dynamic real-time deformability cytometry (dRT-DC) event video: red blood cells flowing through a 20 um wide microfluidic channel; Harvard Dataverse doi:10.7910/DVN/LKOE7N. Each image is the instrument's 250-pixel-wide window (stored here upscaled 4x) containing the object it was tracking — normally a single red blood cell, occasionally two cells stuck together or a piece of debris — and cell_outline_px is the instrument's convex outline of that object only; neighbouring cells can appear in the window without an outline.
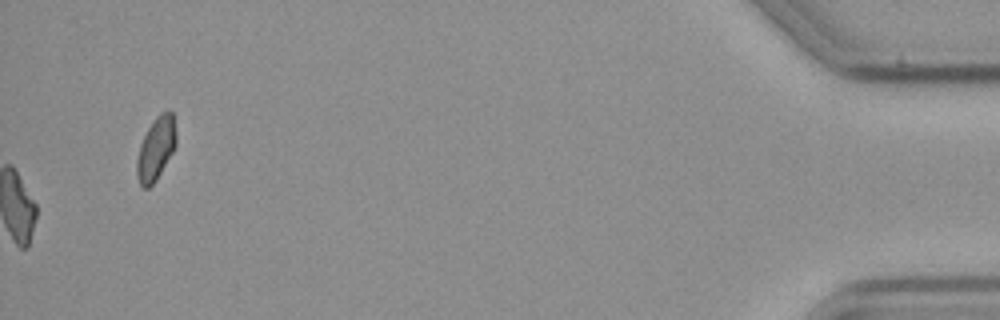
{"species": "common noctule bat (a hibernating species)", "species_latin": "Nyctalus noctula", "temperature_condition": "cold", "stored_images_in_passage": 57, "camera_frame_rate_fps": 3000, "um_per_image_px": 0.085, "animal": {"sex": "male", "body_mass_g": 23.1, "forearm_length_mm": 52.7}, "frame": {"image": 1, "passage_image": 57, "time_ms": 18.667, "image_size_px": [1000, 320], "cell_outline_px": [[176, 144], [172, 152], [156, 180], [148, 188], [144, 188], [140, 184], [136, 176], [136, 160], [140, 144], [148, 128], [156, 116], [160, 112], [172, 112], [176, 132]], "centroid_in_image_um": [13.23, 12.64], "position_along_channel_um": 422.0, "area_um2": 14.28}, "authors_computed_cell_mechanics": {"area_um2": 17.9758, "velocity_mm_per_s": 3.5975, "shape_relaxation_time_tau1_ms": 6.9766, "shape_relaxation_time_tau2_ms": null, "deformation_change_tau1": 0.1545, "deformation_change_tau2": null}}